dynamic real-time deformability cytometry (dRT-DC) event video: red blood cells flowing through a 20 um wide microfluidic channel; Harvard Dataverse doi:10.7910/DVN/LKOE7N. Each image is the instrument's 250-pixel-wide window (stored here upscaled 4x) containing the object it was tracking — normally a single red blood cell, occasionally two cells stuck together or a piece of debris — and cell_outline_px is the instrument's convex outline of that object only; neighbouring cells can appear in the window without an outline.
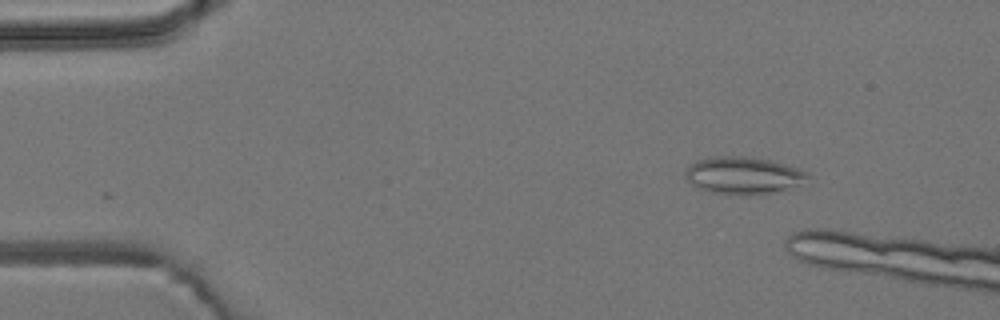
{"species": "common noctule bat (a hibernating species)", "species_latin": "Nyctalus noctula", "temperature_condition": "room temperature", "stored_images_in_passage": 3, "camera_frame_rate_fps": 3000, "um_per_image_px": 0.085, "animal": {"sex": "male", "body_mass_g": 19.2, "forearm_length_mm": 51.8}, "frame": {"image": 1, "passage_image": 2, "time_ms": 1.0, "image_size_px": [1000, 320], "cell_outline_px": [[808, 176], [796, 184], [784, 188], [768, 192], [740, 196], [712, 192], [696, 188], [684, 176], [684, 172], [696, 160], [712, 156], [744, 156], [772, 160], [800, 168], [808, 172]], "centroid_in_image_um": [63.1, 14.89], "position_along_channel_um": 21.9, "area_um2": 26.24}}